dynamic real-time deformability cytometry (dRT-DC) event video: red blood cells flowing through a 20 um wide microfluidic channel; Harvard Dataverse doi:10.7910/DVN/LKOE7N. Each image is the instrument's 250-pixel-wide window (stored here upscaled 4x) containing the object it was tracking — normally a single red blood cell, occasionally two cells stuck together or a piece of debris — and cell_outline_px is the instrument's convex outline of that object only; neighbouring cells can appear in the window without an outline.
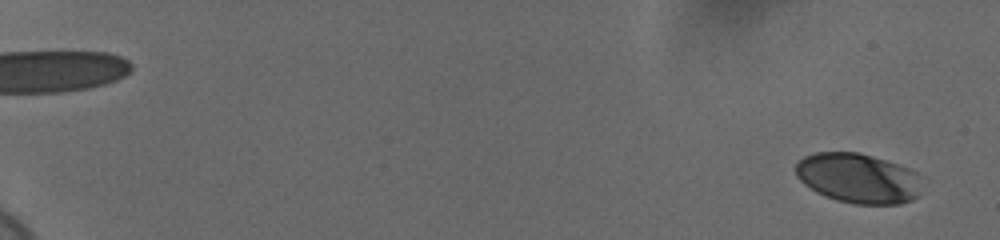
{"species": "human", "species_latin": "Homo sapiens", "temperature_condition": "cold", "stored_images_in_passage": 60, "camera_frame_rate_fps": 3000, "um_per_image_px": 0.085, "donor": {"sex": "female"}, "frame": {"image": 1, "passage_image": 3, "time_ms": 0.667, "image_size_px": [1000, 240], "cell_outline_px": [[916, 196], [912, 200], [900, 204], [856, 204], [836, 200], [824, 196], [816, 192], [804, 184], [796, 176], [796, 160], [804, 156], [816, 152], [860, 152], [908, 168], [916, 172]], "centroid_in_image_um": [72.83, 15.14], "position_along_channel_um": 12.2, "area_um2": 36.24}}
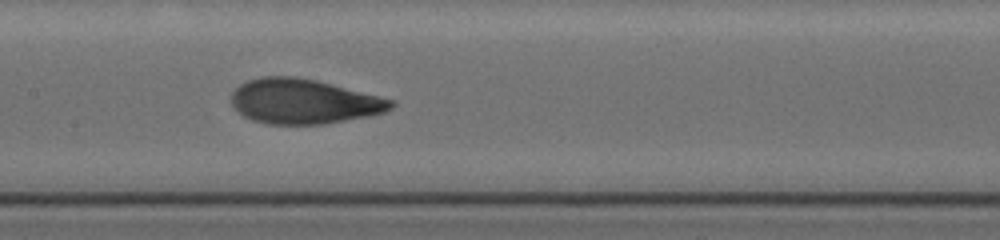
{"frame": {"image": 2, "passage_image": 34, "time_ms": 11.0, "image_size_px": [1000, 240], "cell_outline_px": [[396, 104], [392, 108], [384, 112], [368, 116], [324, 124], [268, 124], [252, 120], [244, 116], [232, 104], [232, 92], [240, 84], [248, 80], [260, 76], [296, 76], [316, 80], [396, 100]], "centroid_in_image_um": [25.83, 8.61], "position_along_channel_um": 181.6, "area_um2": 41.73}}
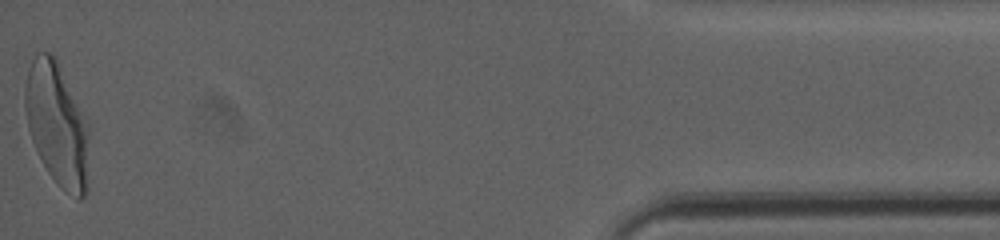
{"frame": {"image": 3, "passage_image": 60, "time_ms": 19.667, "image_size_px": [1000, 240], "cell_outline_px": [[92, 128], [88, 188], [84, 196], [80, 200], [64, 192], [56, 184], [48, 172], [32, 140], [28, 128], [24, 108], [24, 88], [28, 68], [36, 52], [48, 52], [56, 56]], "centroid_in_image_um": [4.92, 10.6], "position_along_channel_um": 430.3, "area_um2": 47.69}, "authors_computed_cell_mechanics": {"area_um2": 40.46, "velocity_mm_per_s": 3.6644, "shape_relaxation_time_tau1_ms": 3.7994, "shape_relaxation_time_tau2_ms": 0.8422, "deformation_change_tau1": 0.187, "deformation_change_tau2": 0.0693}}